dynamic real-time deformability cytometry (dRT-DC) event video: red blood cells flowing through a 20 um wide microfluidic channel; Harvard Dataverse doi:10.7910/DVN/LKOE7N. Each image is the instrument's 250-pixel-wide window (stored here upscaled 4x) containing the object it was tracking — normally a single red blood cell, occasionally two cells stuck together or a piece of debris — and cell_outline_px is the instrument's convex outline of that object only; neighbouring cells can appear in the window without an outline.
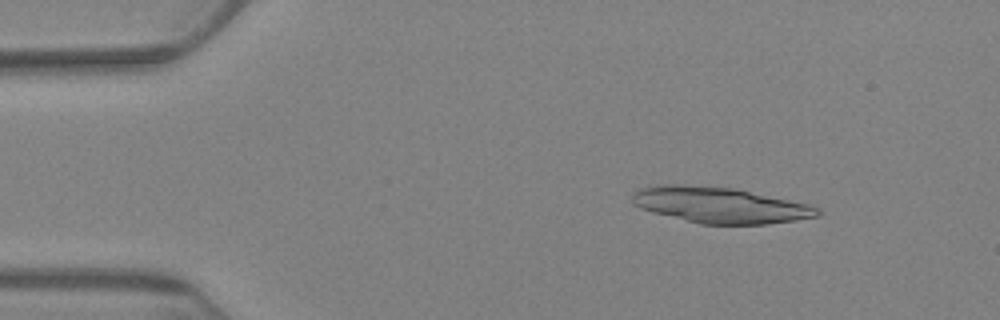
{"species": "Egyptian fruit bat (a non-hibernating species)", "species_latin": "Rousettus aegyptiacus", "temperature_condition": "warm", "stored_images_in_passage": 6, "camera_frame_rate_fps": 3000, "um_per_image_px": 0.085, "animal": {"sex": "female"}, "frame": {"image": 1, "passage_image": 3, "time_ms": 2.333, "image_size_px": [1000, 320], "cell_outline_px": [[820, 216], [796, 220], [764, 224], [700, 224], [652, 212], [640, 208], [632, 204], [632, 192], [640, 188], [656, 184], [684, 184], [732, 188], [808, 204], [820, 208]], "centroid_in_image_um": [61.14, 17.43], "position_along_channel_um": 23.9, "area_um2": 38.73}}